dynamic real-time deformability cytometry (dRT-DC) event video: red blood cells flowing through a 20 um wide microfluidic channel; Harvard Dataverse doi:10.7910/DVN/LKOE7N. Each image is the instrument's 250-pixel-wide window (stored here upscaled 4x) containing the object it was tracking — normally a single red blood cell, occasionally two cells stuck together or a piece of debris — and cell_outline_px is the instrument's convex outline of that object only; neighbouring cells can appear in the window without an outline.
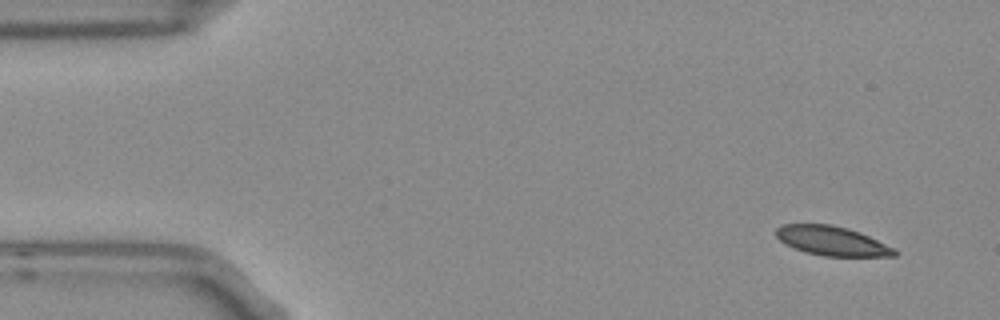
{"species": "Egyptian fruit bat (a non-hibernating species)", "species_latin": "Rousettus aegyptiacus", "temperature_condition": "room temperature", "stored_images_in_passage": 4, "camera_frame_rate_fps": 3000, "um_per_image_px": 0.085, "frame": {"image": 1, "passage_image": 1, "time_ms": 0.0, "image_size_px": [1000, 320], "cell_outline_px": [[896, 256], [824, 256], [808, 252], [784, 244], [776, 236], [776, 228], [780, 224], [832, 224], [848, 228], [860, 232], [896, 248]], "centroid_in_image_um": [70.73, 20.46], "position_along_channel_um": 14.3, "area_um2": 20.23}}
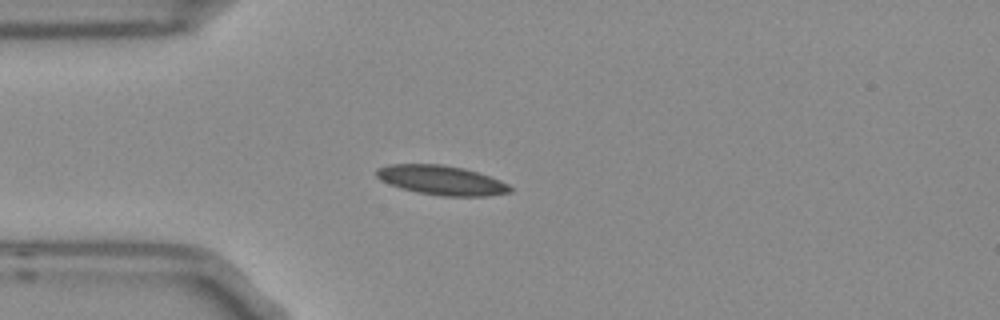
{"frame": {"image": 2, "passage_image": 4, "time_ms": 1.0, "image_size_px": [1000, 320], "cell_outline_px": [[512, 192], [484, 196], [444, 196], [416, 192], [400, 188], [380, 180], [376, 176], [376, 168], [388, 164], [444, 164], [464, 168], [500, 180], [508, 184], [512, 188]], "centroid_in_image_um": [37.49, 15.31], "position_along_channel_um": 47.5, "area_um2": 22.95}}